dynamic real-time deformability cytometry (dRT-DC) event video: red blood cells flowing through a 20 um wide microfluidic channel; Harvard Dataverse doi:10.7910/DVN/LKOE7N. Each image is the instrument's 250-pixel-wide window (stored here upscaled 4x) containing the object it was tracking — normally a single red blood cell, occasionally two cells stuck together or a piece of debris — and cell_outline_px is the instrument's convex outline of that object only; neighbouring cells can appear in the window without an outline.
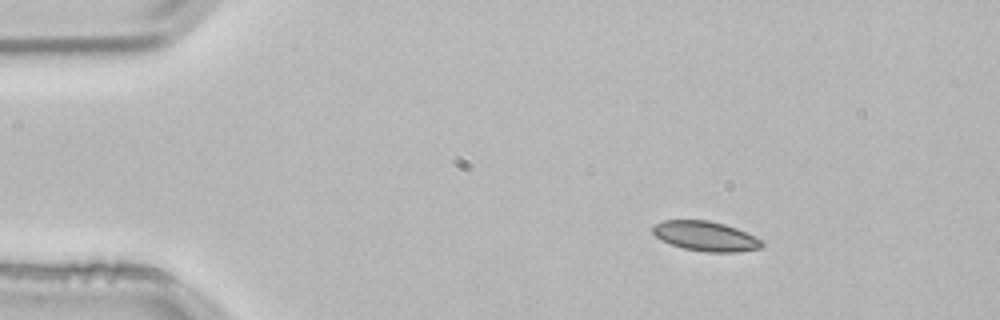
{"species": "common noctule bat (a hibernating species)", "species_latin": "Nyctalus noctula", "temperature_condition": "room temperature", "stored_images_in_passage": 3, "segment_of_instrument_passage": [1, 2], "camera_frame_rate_fps": 3000, "um_per_image_px": 0.085, "animal": {"sex": "male", "body_mass_g": 21.5, "forearm_length_mm": 52.0}, "frame": {"image": 1, "passage_image": 1, "time_ms": 0.0, "image_size_px": [1000, 320], "cell_outline_px": [[764, 244], [760, 248], [736, 252], [704, 252], [684, 248], [660, 240], [652, 232], [652, 228], [656, 224], [664, 220], [708, 220], [724, 224], [736, 228], [764, 240]], "centroid_in_image_um": [59.99, 20.07], "position_along_channel_um": 25.0, "area_um2": 18.9}}